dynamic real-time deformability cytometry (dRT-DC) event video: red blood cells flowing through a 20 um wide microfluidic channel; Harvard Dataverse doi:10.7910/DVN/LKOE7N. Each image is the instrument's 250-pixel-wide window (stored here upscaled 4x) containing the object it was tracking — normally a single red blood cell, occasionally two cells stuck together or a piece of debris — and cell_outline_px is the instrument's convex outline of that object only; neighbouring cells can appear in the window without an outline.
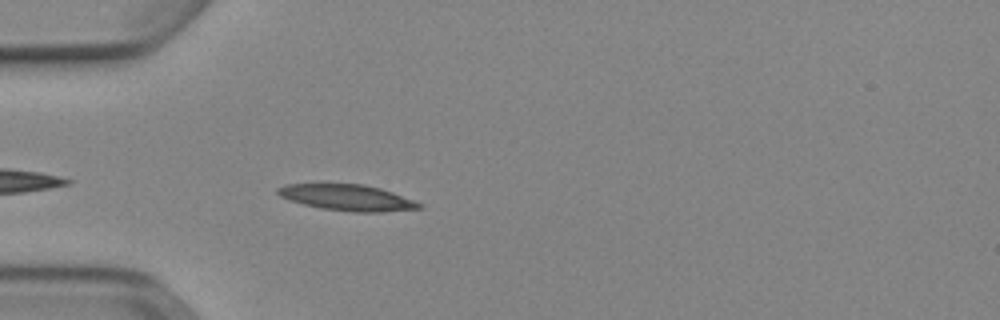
{"species": "Egyptian fruit bat (a non-hibernating species)", "species_latin": "Rousettus aegyptiacus", "temperature_condition": "cold", "stored_images_in_passage": 17, "camera_frame_rate_fps": 3000, "um_per_image_px": 0.085, "animal": {"sex": "female"}, "frame": {"image": 1, "passage_image": 3, "time_ms": 0.667, "image_size_px": [1000, 320], "cell_outline_px": [[424, 208], [380, 212], [356, 212], [320, 208], [304, 204], [280, 196], [276, 192], [276, 188], [288, 184], [364, 184], [380, 188], [392, 192], [424, 204]], "centroid_in_image_um": [29.56, 16.79], "position_along_channel_um": 55.4, "area_um2": 21.33}}
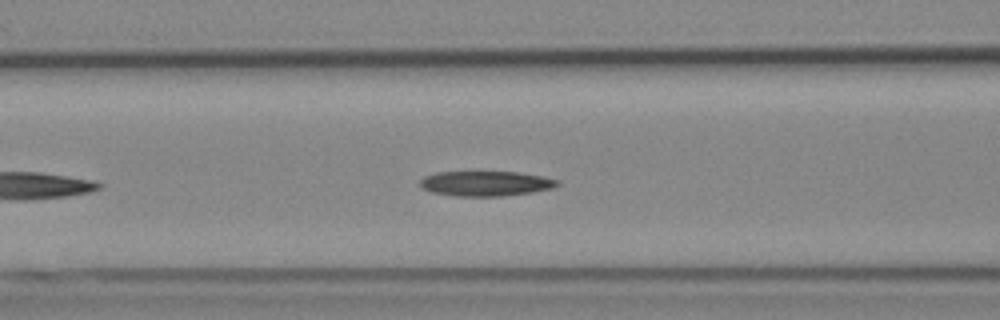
{"frame": {"image": 2, "passage_image": 9, "time_ms": 2.667, "image_size_px": [1000, 320], "cell_outline_px": [[560, 184], [552, 188], [532, 192], [500, 196], [456, 196], [432, 192], [420, 188], [420, 180], [424, 176], [436, 172], [520, 172], [560, 180]], "centroid_in_image_um": [41.26, 15.59], "position_along_channel_um": 125.3, "area_um2": 20.0}}
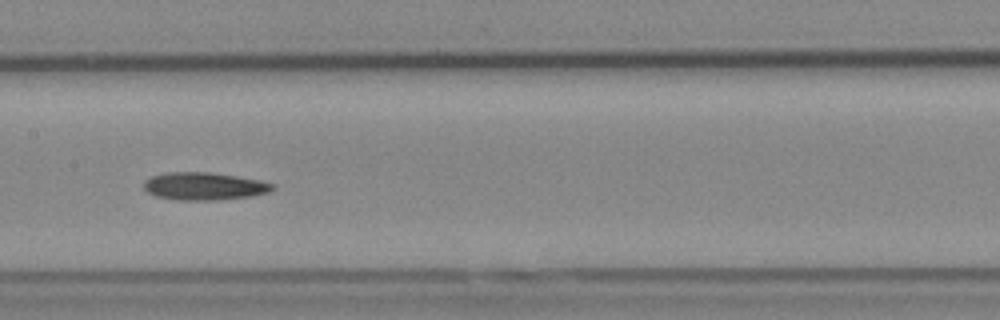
{"frame": {"image": 3, "passage_image": 14, "time_ms": 4.333, "image_size_px": [1000, 320], "cell_outline_px": [[276, 188], [268, 192], [252, 196], [220, 200], [176, 200], [156, 196], [148, 192], [144, 188], [144, 180], [152, 176], [168, 172], [212, 172], [260, 180], [276, 184]], "centroid_in_image_um": [17.39, 15.83], "position_along_channel_um": 190.0, "area_um2": 20.92}}